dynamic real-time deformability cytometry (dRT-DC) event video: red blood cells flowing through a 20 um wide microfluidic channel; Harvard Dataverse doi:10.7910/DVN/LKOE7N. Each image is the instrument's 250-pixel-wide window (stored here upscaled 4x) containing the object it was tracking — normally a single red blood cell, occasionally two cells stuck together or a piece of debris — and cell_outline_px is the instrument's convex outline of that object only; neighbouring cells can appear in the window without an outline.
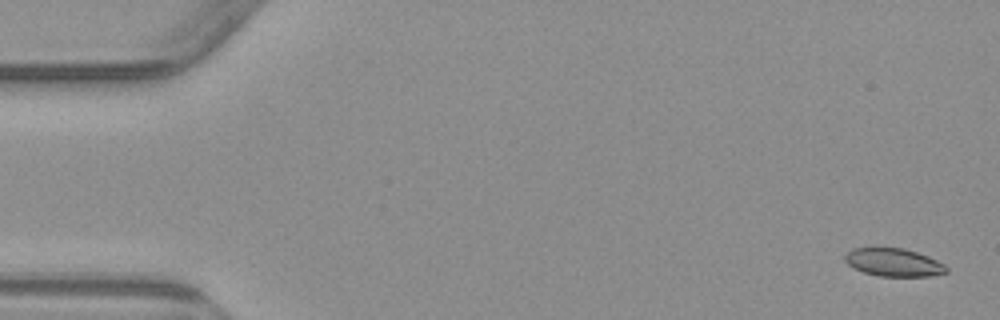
{"species": "common noctule bat (a hibernating species)", "species_latin": "Nyctalus noctula", "temperature_condition": "warm", "stored_images_in_passage": 7, "camera_frame_rate_fps": 3000, "um_per_image_px": 0.085, "animal": {"sex": "male", "body_mass_g": 23.1, "forearm_length_mm": 52.7}, "frame": {"image": 1, "passage_image": 1, "time_ms": 0.0, "image_size_px": [1000, 320], "cell_outline_px": [[948, 272], [928, 276], [880, 276], [864, 272], [848, 264], [844, 260], [844, 256], [852, 248], [904, 248], [928, 256], [944, 264], [948, 268]], "centroid_in_image_um": [75.97, 22.3], "position_along_channel_um": 9.0, "area_um2": 16.36}}
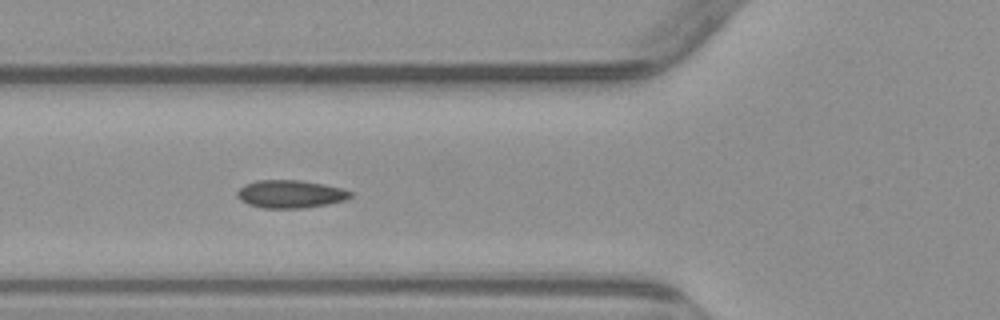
{"frame": {"image": 2, "passage_image": 6, "time_ms": 6.0, "image_size_px": [1000, 320], "cell_outline_px": [[352, 196], [344, 200], [328, 204], [304, 208], [264, 208], [248, 204], [240, 200], [236, 196], [236, 192], [244, 184], [256, 180], [300, 180], [324, 184], [344, 188], [352, 192]], "centroid_in_image_um": [24.68, 16.49], "position_along_channel_um": 101.1, "area_um2": 18.55}}
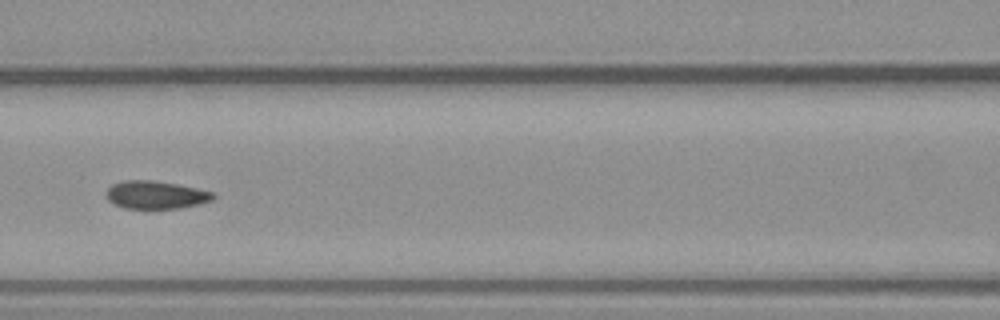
{"frame": {"image": 3, "passage_image": 7, "time_ms": 7.333, "image_size_px": [1000, 320], "cell_outline_px": [[216, 196], [212, 200], [180, 208], [124, 208], [108, 200], [108, 188], [112, 184], [124, 180], [152, 180], [176, 184], [196, 188], [212, 192]], "centroid_in_image_um": [13.24, 16.55], "position_along_channel_um": 153.4, "area_um2": 17.05}}